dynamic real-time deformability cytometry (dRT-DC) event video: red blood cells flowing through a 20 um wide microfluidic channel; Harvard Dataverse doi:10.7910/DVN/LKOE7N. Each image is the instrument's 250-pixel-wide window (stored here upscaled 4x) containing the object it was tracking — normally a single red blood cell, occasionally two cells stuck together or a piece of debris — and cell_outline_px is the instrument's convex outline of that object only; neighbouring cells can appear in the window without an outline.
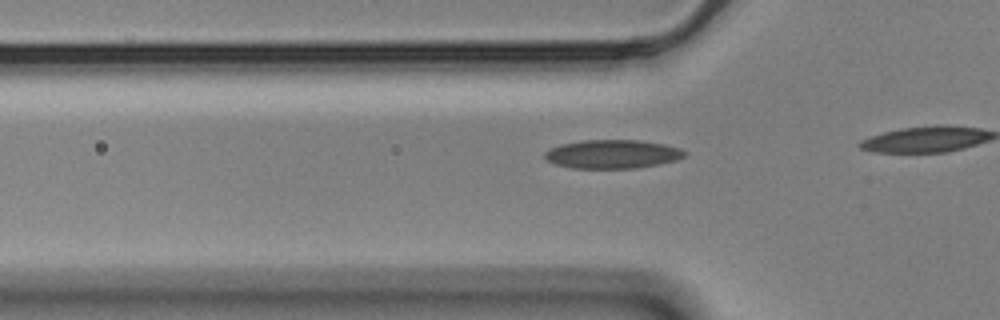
{"species": "Egyptian fruit bat (a non-hibernating species)", "species_latin": "Rousettus aegyptiacus", "temperature_condition": "cold", "stored_images_in_passage": 20, "camera_frame_rate_fps": 3000, "um_per_image_px": 0.085, "animal": {"sex": "male"}, "frame": {"image": 1, "passage_image": 15, "time_ms": 4.667, "image_size_px": [1000, 320], "cell_outline_px": [[688, 152], [684, 156], [676, 160], [660, 164], [636, 168], [572, 168], [556, 164], [548, 160], [544, 156], [544, 152], [548, 148], [560, 144], [584, 140], [640, 140], [664, 144], [680, 148]], "centroid_in_image_um": [52.06, 13.09], "position_along_channel_um": 73.7, "area_um2": 23.47}}
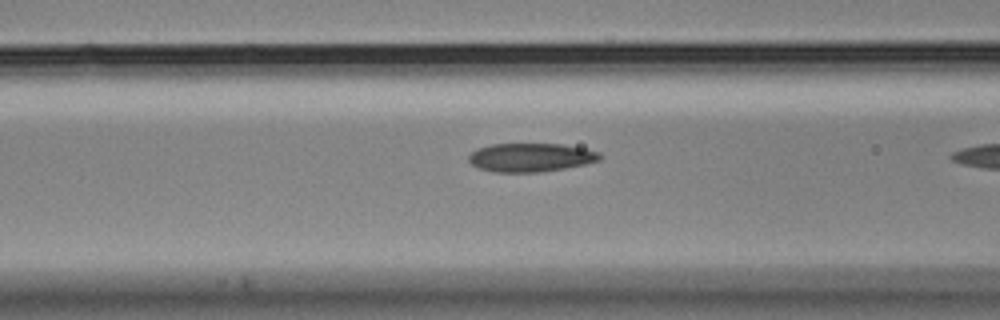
{"frame": {"image": 2, "passage_image": 19, "time_ms": 6.0, "image_size_px": [1000, 320], "cell_outline_px": [[604, 156], [600, 160], [584, 164], [564, 168], [540, 172], [496, 172], [480, 168], [472, 164], [468, 160], [468, 156], [476, 148], [492, 144], [560, 144], [584, 148], [600, 152]], "centroid_in_image_um": [45.13, 13.37], "position_along_channel_um": 121.5, "area_um2": 21.85}}